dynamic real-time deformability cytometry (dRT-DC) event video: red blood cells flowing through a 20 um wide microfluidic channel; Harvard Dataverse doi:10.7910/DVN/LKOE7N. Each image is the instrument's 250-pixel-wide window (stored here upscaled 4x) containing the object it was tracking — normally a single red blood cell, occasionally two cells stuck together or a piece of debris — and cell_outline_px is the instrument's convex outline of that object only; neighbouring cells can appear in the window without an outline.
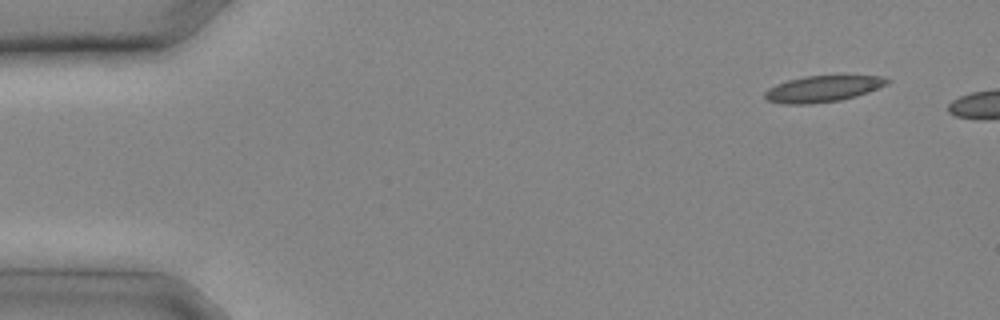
{"species": "common noctule bat (a hibernating species)", "species_latin": "Nyctalus noctula", "temperature_condition": "cold", "stored_images_in_passage": 3, "camera_frame_rate_fps": 3000, "um_per_image_px": 0.085, "animal": {"sex": "male", "body_mass_g": 20.4}, "frame": {"image": 1, "passage_image": 1, "time_ms": 0.0, "image_size_px": [1000, 320], "cell_outline_px": [[892, 80], [888, 84], [868, 92], [856, 96], [840, 100], [812, 104], [784, 104], [768, 100], [764, 96], [764, 92], [768, 88], [776, 84], [788, 80], [804, 76], [884, 76]], "centroid_in_image_um": [69.94, 7.55], "position_along_channel_um": 15.1, "area_um2": 18.73}}